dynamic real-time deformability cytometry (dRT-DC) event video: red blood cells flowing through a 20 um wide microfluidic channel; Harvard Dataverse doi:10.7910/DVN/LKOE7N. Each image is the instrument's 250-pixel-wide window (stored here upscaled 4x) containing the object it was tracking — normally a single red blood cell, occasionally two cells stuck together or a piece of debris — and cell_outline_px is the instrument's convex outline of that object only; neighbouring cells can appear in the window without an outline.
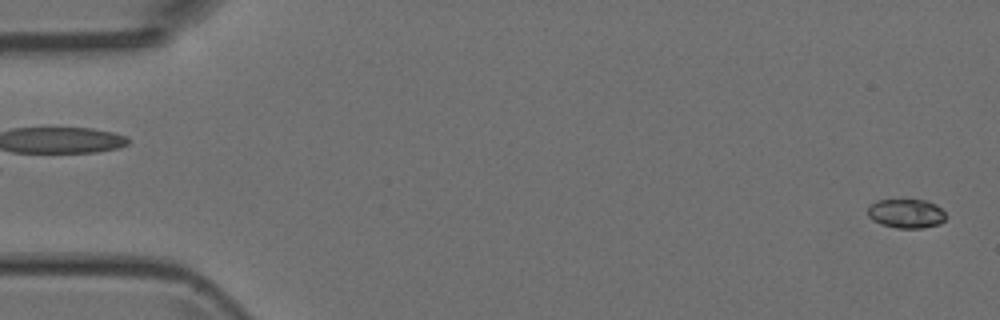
{"species": "Egyptian fruit bat (a non-hibernating species)", "species_latin": "Rousettus aegyptiacus", "temperature_condition": "room temperature", "stored_images_in_passage": 4, "camera_frame_rate_fps": 3000, "um_per_image_px": 0.085, "animal": {"sex": "female"}, "frame": {"image": 1, "passage_image": 4, "time_ms": 3.667, "image_size_px": [1000, 320], "cell_outline_px": [[948, 216], [940, 224], [920, 228], [896, 228], [880, 224], [872, 220], [868, 216], [868, 204], [876, 200], [924, 200], [936, 204]], "centroid_in_image_um": [77.01, 18.15], "position_along_channel_um": 8.0, "area_um2": 13.41}}